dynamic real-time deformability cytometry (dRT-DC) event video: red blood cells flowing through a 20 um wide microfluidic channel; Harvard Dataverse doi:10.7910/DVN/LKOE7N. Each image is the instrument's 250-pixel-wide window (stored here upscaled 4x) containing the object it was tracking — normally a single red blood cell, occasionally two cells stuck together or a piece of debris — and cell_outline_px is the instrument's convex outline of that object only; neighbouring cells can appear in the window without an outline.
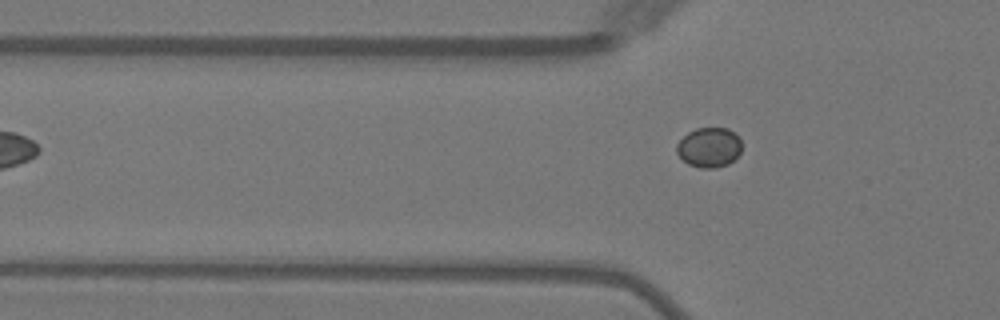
{"species": "Egyptian fruit bat (a non-hibernating species)", "species_latin": "Rousettus aegyptiacus", "temperature_condition": "warm", "stored_images_in_passage": 3, "camera_frame_rate_fps": 3000, "um_per_image_px": 0.085, "animal": {"sex": "female"}, "frame": {"image": 1, "passage_image": 3, "time_ms": 3.333, "image_size_px": [1000, 320], "cell_outline_px": [[740, 152], [728, 164], [716, 168], [700, 168], [688, 164], [676, 152], [676, 144], [688, 132], [696, 128], [728, 128], [740, 136]], "centroid_in_image_um": [60.27, 12.52], "position_along_channel_um": 65.5, "area_um2": 15.09}}